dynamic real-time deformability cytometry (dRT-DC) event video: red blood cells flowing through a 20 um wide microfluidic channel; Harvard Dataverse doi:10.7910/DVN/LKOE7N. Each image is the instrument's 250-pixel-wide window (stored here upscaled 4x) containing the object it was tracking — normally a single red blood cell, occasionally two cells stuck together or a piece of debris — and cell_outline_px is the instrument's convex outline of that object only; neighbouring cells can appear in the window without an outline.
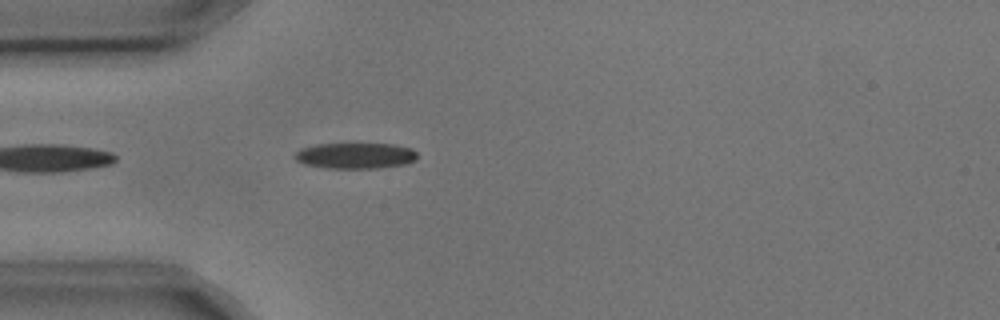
{"species": "common noctule bat (a hibernating species)", "species_latin": "Nyctalus noctula", "temperature_condition": "cold", "stored_images_in_passage": 3, "camera_frame_rate_fps": 3000, "um_per_image_px": 0.085, "animal": {"sex": "male", "body_mass_g": 17.9, "forearm_length_mm": 54.2}, "frame": {"image": 1, "passage_image": 3, "time_ms": 0.667, "image_size_px": [1000, 320], "cell_outline_px": [[416, 160], [404, 164], [380, 168], [324, 168], [304, 164], [296, 160], [292, 156], [300, 148], [316, 144], [396, 144], [412, 148], [416, 152]], "centroid_in_image_um": [30.18, 13.23], "position_along_channel_um": 54.8, "area_um2": 18.61}}